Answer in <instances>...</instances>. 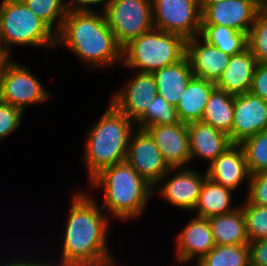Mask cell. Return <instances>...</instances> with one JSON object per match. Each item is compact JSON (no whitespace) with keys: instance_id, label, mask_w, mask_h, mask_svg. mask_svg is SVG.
<instances>
[{"instance_id":"cell-6","label":"cell","mask_w":267,"mask_h":266,"mask_svg":"<svg viewBox=\"0 0 267 266\" xmlns=\"http://www.w3.org/2000/svg\"><path fill=\"white\" fill-rule=\"evenodd\" d=\"M0 36L3 51L9 56L15 46H56V33L21 0L0 3Z\"/></svg>"},{"instance_id":"cell-9","label":"cell","mask_w":267,"mask_h":266,"mask_svg":"<svg viewBox=\"0 0 267 266\" xmlns=\"http://www.w3.org/2000/svg\"><path fill=\"white\" fill-rule=\"evenodd\" d=\"M152 12L156 29L185 40L200 34L202 12L198 0H152Z\"/></svg>"},{"instance_id":"cell-32","label":"cell","mask_w":267,"mask_h":266,"mask_svg":"<svg viewBox=\"0 0 267 266\" xmlns=\"http://www.w3.org/2000/svg\"><path fill=\"white\" fill-rule=\"evenodd\" d=\"M248 49L258 63L267 62V13L260 9L247 35Z\"/></svg>"},{"instance_id":"cell-21","label":"cell","mask_w":267,"mask_h":266,"mask_svg":"<svg viewBox=\"0 0 267 266\" xmlns=\"http://www.w3.org/2000/svg\"><path fill=\"white\" fill-rule=\"evenodd\" d=\"M152 75L155 78L157 94L175 107L188 83L194 77L186 55L175 64L155 70Z\"/></svg>"},{"instance_id":"cell-25","label":"cell","mask_w":267,"mask_h":266,"mask_svg":"<svg viewBox=\"0 0 267 266\" xmlns=\"http://www.w3.org/2000/svg\"><path fill=\"white\" fill-rule=\"evenodd\" d=\"M234 95L215 88L209 96L201 121L223 131L231 141Z\"/></svg>"},{"instance_id":"cell-1","label":"cell","mask_w":267,"mask_h":266,"mask_svg":"<svg viewBox=\"0 0 267 266\" xmlns=\"http://www.w3.org/2000/svg\"><path fill=\"white\" fill-rule=\"evenodd\" d=\"M94 198L86 191L76 192L71 198L61 258L59 262L52 261L56 266L117 264L107 246V236L112 233L109 229L110 219L104 215V210L97 205Z\"/></svg>"},{"instance_id":"cell-5","label":"cell","mask_w":267,"mask_h":266,"mask_svg":"<svg viewBox=\"0 0 267 266\" xmlns=\"http://www.w3.org/2000/svg\"><path fill=\"white\" fill-rule=\"evenodd\" d=\"M186 55V40L156 28L131 40L122 48V65L152 73L175 64Z\"/></svg>"},{"instance_id":"cell-23","label":"cell","mask_w":267,"mask_h":266,"mask_svg":"<svg viewBox=\"0 0 267 266\" xmlns=\"http://www.w3.org/2000/svg\"><path fill=\"white\" fill-rule=\"evenodd\" d=\"M232 192L233 190L220 185L207 176L194 208L196 217L208 219L234 212L239 208V205L231 206Z\"/></svg>"},{"instance_id":"cell-14","label":"cell","mask_w":267,"mask_h":266,"mask_svg":"<svg viewBox=\"0 0 267 266\" xmlns=\"http://www.w3.org/2000/svg\"><path fill=\"white\" fill-rule=\"evenodd\" d=\"M145 130L171 168L186 167L187 163H191L187 123L152 125Z\"/></svg>"},{"instance_id":"cell-29","label":"cell","mask_w":267,"mask_h":266,"mask_svg":"<svg viewBox=\"0 0 267 266\" xmlns=\"http://www.w3.org/2000/svg\"><path fill=\"white\" fill-rule=\"evenodd\" d=\"M179 122L175 106L156 94L150 107L146 108V111L134 123L137 128L145 129L152 125H173Z\"/></svg>"},{"instance_id":"cell-11","label":"cell","mask_w":267,"mask_h":266,"mask_svg":"<svg viewBox=\"0 0 267 266\" xmlns=\"http://www.w3.org/2000/svg\"><path fill=\"white\" fill-rule=\"evenodd\" d=\"M264 130H267V102L250 91L234 95L231 143L240 144Z\"/></svg>"},{"instance_id":"cell-18","label":"cell","mask_w":267,"mask_h":266,"mask_svg":"<svg viewBox=\"0 0 267 266\" xmlns=\"http://www.w3.org/2000/svg\"><path fill=\"white\" fill-rule=\"evenodd\" d=\"M206 173L210 179L233 191L242 181L250 180L245 155L239 144L229 146L208 165Z\"/></svg>"},{"instance_id":"cell-4","label":"cell","mask_w":267,"mask_h":266,"mask_svg":"<svg viewBox=\"0 0 267 266\" xmlns=\"http://www.w3.org/2000/svg\"><path fill=\"white\" fill-rule=\"evenodd\" d=\"M135 123L111 102L85 137L84 163L91 180L101 170L126 159L128 142Z\"/></svg>"},{"instance_id":"cell-27","label":"cell","mask_w":267,"mask_h":266,"mask_svg":"<svg viewBox=\"0 0 267 266\" xmlns=\"http://www.w3.org/2000/svg\"><path fill=\"white\" fill-rule=\"evenodd\" d=\"M196 266H250L249 244L215 245Z\"/></svg>"},{"instance_id":"cell-17","label":"cell","mask_w":267,"mask_h":266,"mask_svg":"<svg viewBox=\"0 0 267 266\" xmlns=\"http://www.w3.org/2000/svg\"><path fill=\"white\" fill-rule=\"evenodd\" d=\"M176 243V262L185 264L195 257V263L199 262L215 247L209 220L193 217L178 234Z\"/></svg>"},{"instance_id":"cell-34","label":"cell","mask_w":267,"mask_h":266,"mask_svg":"<svg viewBox=\"0 0 267 266\" xmlns=\"http://www.w3.org/2000/svg\"><path fill=\"white\" fill-rule=\"evenodd\" d=\"M246 199L258 206H267V172L250 175Z\"/></svg>"},{"instance_id":"cell-28","label":"cell","mask_w":267,"mask_h":266,"mask_svg":"<svg viewBox=\"0 0 267 266\" xmlns=\"http://www.w3.org/2000/svg\"><path fill=\"white\" fill-rule=\"evenodd\" d=\"M56 34L60 31L68 8L64 0H21ZM58 20V21H57ZM57 24V25H56Z\"/></svg>"},{"instance_id":"cell-7","label":"cell","mask_w":267,"mask_h":266,"mask_svg":"<svg viewBox=\"0 0 267 266\" xmlns=\"http://www.w3.org/2000/svg\"><path fill=\"white\" fill-rule=\"evenodd\" d=\"M103 13L122 48L154 28L152 0H108Z\"/></svg>"},{"instance_id":"cell-31","label":"cell","mask_w":267,"mask_h":266,"mask_svg":"<svg viewBox=\"0 0 267 266\" xmlns=\"http://www.w3.org/2000/svg\"><path fill=\"white\" fill-rule=\"evenodd\" d=\"M239 206L245 216L249 242L267 238V206L252 204L247 199Z\"/></svg>"},{"instance_id":"cell-10","label":"cell","mask_w":267,"mask_h":266,"mask_svg":"<svg viewBox=\"0 0 267 266\" xmlns=\"http://www.w3.org/2000/svg\"><path fill=\"white\" fill-rule=\"evenodd\" d=\"M125 161L154 189L168 177V174L174 173V168L165 161L153 138L145 129L136 128L131 133Z\"/></svg>"},{"instance_id":"cell-3","label":"cell","mask_w":267,"mask_h":266,"mask_svg":"<svg viewBox=\"0 0 267 266\" xmlns=\"http://www.w3.org/2000/svg\"><path fill=\"white\" fill-rule=\"evenodd\" d=\"M89 186L105 189L100 207L119 221L140 216L149 198L156 193L154 187L126 161L101 170L90 180Z\"/></svg>"},{"instance_id":"cell-16","label":"cell","mask_w":267,"mask_h":266,"mask_svg":"<svg viewBox=\"0 0 267 266\" xmlns=\"http://www.w3.org/2000/svg\"><path fill=\"white\" fill-rule=\"evenodd\" d=\"M200 35L186 40V56L194 77L217 82L222 76L230 55L201 39Z\"/></svg>"},{"instance_id":"cell-13","label":"cell","mask_w":267,"mask_h":266,"mask_svg":"<svg viewBox=\"0 0 267 266\" xmlns=\"http://www.w3.org/2000/svg\"><path fill=\"white\" fill-rule=\"evenodd\" d=\"M261 8L255 0H223L202 12L201 25H220L248 35Z\"/></svg>"},{"instance_id":"cell-30","label":"cell","mask_w":267,"mask_h":266,"mask_svg":"<svg viewBox=\"0 0 267 266\" xmlns=\"http://www.w3.org/2000/svg\"><path fill=\"white\" fill-rule=\"evenodd\" d=\"M250 175L267 172V130L246 138L239 144Z\"/></svg>"},{"instance_id":"cell-37","label":"cell","mask_w":267,"mask_h":266,"mask_svg":"<svg viewBox=\"0 0 267 266\" xmlns=\"http://www.w3.org/2000/svg\"><path fill=\"white\" fill-rule=\"evenodd\" d=\"M68 10L73 11H97L92 5H102L101 11H104L108 0H65Z\"/></svg>"},{"instance_id":"cell-20","label":"cell","mask_w":267,"mask_h":266,"mask_svg":"<svg viewBox=\"0 0 267 266\" xmlns=\"http://www.w3.org/2000/svg\"><path fill=\"white\" fill-rule=\"evenodd\" d=\"M258 61L247 48L242 53L231 55L222 76L215 83L216 88L232 95L250 91Z\"/></svg>"},{"instance_id":"cell-19","label":"cell","mask_w":267,"mask_h":266,"mask_svg":"<svg viewBox=\"0 0 267 266\" xmlns=\"http://www.w3.org/2000/svg\"><path fill=\"white\" fill-rule=\"evenodd\" d=\"M187 129L191 162L194 158L200 157L208 160L210 164L232 145L226 133L202 121L188 123Z\"/></svg>"},{"instance_id":"cell-15","label":"cell","mask_w":267,"mask_h":266,"mask_svg":"<svg viewBox=\"0 0 267 266\" xmlns=\"http://www.w3.org/2000/svg\"><path fill=\"white\" fill-rule=\"evenodd\" d=\"M174 171L177 173L157 188L159 195L174 207L194 212L207 173L200 174L192 167H178Z\"/></svg>"},{"instance_id":"cell-38","label":"cell","mask_w":267,"mask_h":266,"mask_svg":"<svg viewBox=\"0 0 267 266\" xmlns=\"http://www.w3.org/2000/svg\"><path fill=\"white\" fill-rule=\"evenodd\" d=\"M2 262H0V266H56L53 262H45V260H43V261H41V260H39V261H32V260H29V261H27V260H25V259H22V258H18L17 257V259L15 260V259H13V260H7V261H5L4 260V262L1 264Z\"/></svg>"},{"instance_id":"cell-26","label":"cell","mask_w":267,"mask_h":266,"mask_svg":"<svg viewBox=\"0 0 267 266\" xmlns=\"http://www.w3.org/2000/svg\"><path fill=\"white\" fill-rule=\"evenodd\" d=\"M199 35L203 40L230 56L242 53L248 48L247 34L226 26L201 25Z\"/></svg>"},{"instance_id":"cell-8","label":"cell","mask_w":267,"mask_h":266,"mask_svg":"<svg viewBox=\"0 0 267 266\" xmlns=\"http://www.w3.org/2000/svg\"><path fill=\"white\" fill-rule=\"evenodd\" d=\"M12 60L10 57L0 71V101L25 113L27 106L43 103L50 95L29 66L23 67Z\"/></svg>"},{"instance_id":"cell-35","label":"cell","mask_w":267,"mask_h":266,"mask_svg":"<svg viewBox=\"0 0 267 266\" xmlns=\"http://www.w3.org/2000/svg\"><path fill=\"white\" fill-rule=\"evenodd\" d=\"M250 92L267 102V62L257 64Z\"/></svg>"},{"instance_id":"cell-42","label":"cell","mask_w":267,"mask_h":266,"mask_svg":"<svg viewBox=\"0 0 267 266\" xmlns=\"http://www.w3.org/2000/svg\"><path fill=\"white\" fill-rule=\"evenodd\" d=\"M263 10L267 13V5L263 8Z\"/></svg>"},{"instance_id":"cell-40","label":"cell","mask_w":267,"mask_h":266,"mask_svg":"<svg viewBox=\"0 0 267 266\" xmlns=\"http://www.w3.org/2000/svg\"><path fill=\"white\" fill-rule=\"evenodd\" d=\"M9 58L10 57L3 51L2 46H0V71Z\"/></svg>"},{"instance_id":"cell-24","label":"cell","mask_w":267,"mask_h":266,"mask_svg":"<svg viewBox=\"0 0 267 266\" xmlns=\"http://www.w3.org/2000/svg\"><path fill=\"white\" fill-rule=\"evenodd\" d=\"M215 245L249 244L246 220L239 206L234 212L208 218Z\"/></svg>"},{"instance_id":"cell-2","label":"cell","mask_w":267,"mask_h":266,"mask_svg":"<svg viewBox=\"0 0 267 266\" xmlns=\"http://www.w3.org/2000/svg\"><path fill=\"white\" fill-rule=\"evenodd\" d=\"M68 10L56 45L62 44L78 56L87 67L110 68L122 61V47L107 25L103 11Z\"/></svg>"},{"instance_id":"cell-41","label":"cell","mask_w":267,"mask_h":266,"mask_svg":"<svg viewBox=\"0 0 267 266\" xmlns=\"http://www.w3.org/2000/svg\"><path fill=\"white\" fill-rule=\"evenodd\" d=\"M255 3L263 9L267 5V0H255Z\"/></svg>"},{"instance_id":"cell-12","label":"cell","mask_w":267,"mask_h":266,"mask_svg":"<svg viewBox=\"0 0 267 266\" xmlns=\"http://www.w3.org/2000/svg\"><path fill=\"white\" fill-rule=\"evenodd\" d=\"M137 74L121 89L114 92L110 102L128 119L135 122L150 107L157 94V86L152 73Z\"/></svg>"},{"instance_id":"cell-33","label":"cell","mask_w":267,"mask_h":266,"mask_svg":"<svg viewBox=\"0 0 267 266\" xmlns=\"http://www.w3.org/2000/svg\"><path fill=\"white\" fill-rule=\"evenodd\" d=\"M23 116L21 109L0 101V140L6 139L17 130Z\"/></svg>"},{"instance_id":"cell-36","label":"cell","mask_w":267,"mask_h":266,"mask_svg":"<svg viewBox=\"0 0 267 266\" xmlns=\"http://www.w3.org/2000/svg\"><path fill=\"white\" fill-rule=\"evenodd\" d=\"M250 266H267V238L249 242Z\"/></svg>"},{"instance_id":"cell-22","label":"cell","mask_w":267,"mask_h":266,"mask_svg":"<svg viewBox=\"0 0 267 266\" xmlns=\"http://www.w3.org/2000/svg\"><path fill=\"white\" fill-rule=\"evenodd\" d=\"M215 88V82L193 77L175 107L180 122L201 121L206 103Z\"/></svg>"},{"instance_id":"cell-39","label":"cell","mask_w":267,"mask_h":266,"mask_svg":"<svg viewBox=\"0 0 267 266\" xmlns=\"http://www.w3.org/2000/svg\"><path fill=\"white\" fill-rule=\"evenodd\" d=\"M223 0H198L201 12H203L209 5L220 2Z\"/></svg>"}]
</instances>
